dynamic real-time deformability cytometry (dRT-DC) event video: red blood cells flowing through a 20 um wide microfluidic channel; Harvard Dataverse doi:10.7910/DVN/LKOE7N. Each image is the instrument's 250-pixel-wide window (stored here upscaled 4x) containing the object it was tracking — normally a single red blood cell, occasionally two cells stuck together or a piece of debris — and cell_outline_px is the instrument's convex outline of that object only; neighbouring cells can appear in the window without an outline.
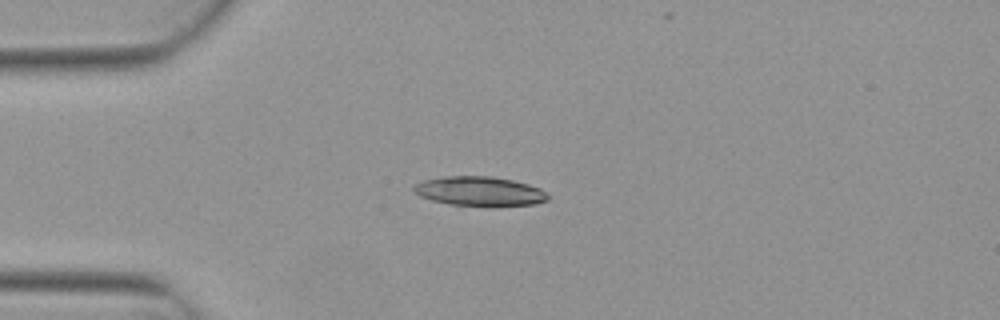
{"species": "Egyptian fruit bat (a non-hibernating species)", "species_latin": "Rousettus aegyptiacus", "temperature_condition": "warm", "stored_images_in_passage": 3, "camera_frame_rate_fps": 3000, "um_per_image_px": 0.085, "animal": {"sex": "female"}, "frame": {"image": 1, "passage_image": 2, "time_ms": 0.333, "image_size_px": [1000, 320], "cell_outline_px": [[548, 200], [536, 204], [496, 208], [492, 208], [448, 204], [432, 200], [420, 196], [412, 192], [412, 184], [424, 180], [444, 176], [492, 176], [512, 180], [528, 184], [540, 188], [548, 196]], "centroid_in_image_um": [40.75, 16.29], "position_along_channel_um": 44.3, "area_um2": 23.76}}